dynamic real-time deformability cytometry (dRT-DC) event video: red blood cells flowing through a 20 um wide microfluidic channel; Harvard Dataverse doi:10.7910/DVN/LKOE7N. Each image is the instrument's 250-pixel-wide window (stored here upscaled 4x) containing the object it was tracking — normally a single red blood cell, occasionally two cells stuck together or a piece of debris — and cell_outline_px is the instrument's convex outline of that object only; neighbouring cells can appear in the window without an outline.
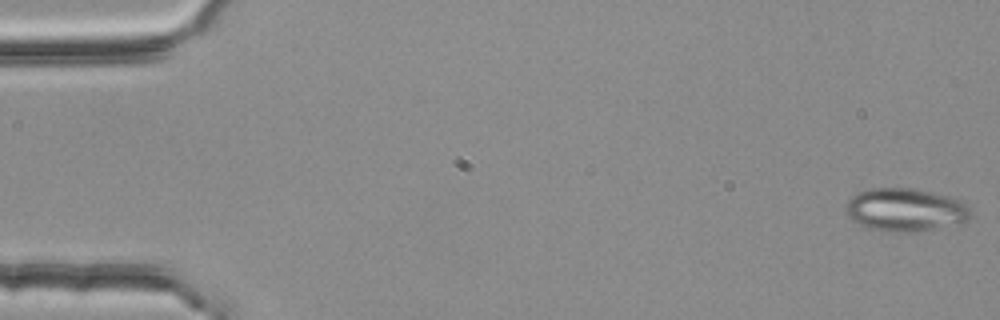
{"species": "common noctule bat (a hibernating species)", "species_latin": "Nyctalus noctula", "temperature_condition": "room temperature", "stored_images_in_passage": 54, "camera_frame_rate_fps": 3000, "um_per_image_px": 0.085, "animal": {"sex": "female", "body_mass_g": 25.1}, "frame": {"image": 1, "passage_image": 1, "time_ms": 0.0, "image_size_px": [1000, 320], "cell_outline_px": [[972, 216], [964, 224], [928, 228], [864, 228], [852, 220], [848, 216], [844, 208], [848, 200], [852, 196], [868, 188], [912, 188], [948, 196], [960, 200], [968, 204], [972, 212]], "centroid_in_image_um": [76.99, 17.77], "position_along_channel_um": 8.0, "area_um2": 30.4}}
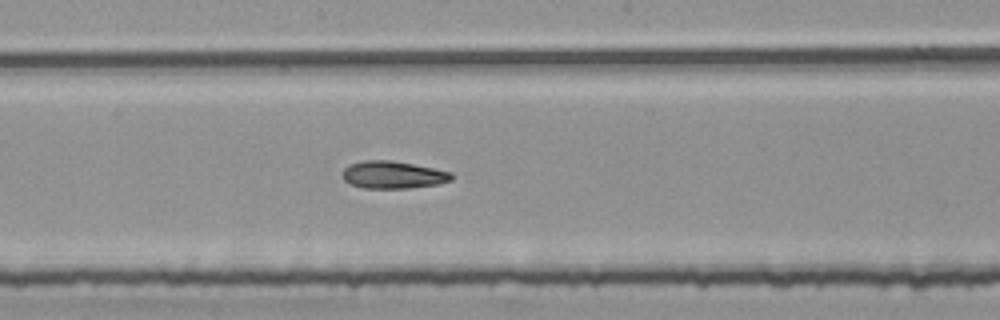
{"frame": {"image": 2, "passage_image": 29, "time_ms": 9.333, "image_size_px": [1000, 320], "cell_outline_px": [[452, 180], [440, 184], [408, 188], [364, 188], [352, 184], [344, 180], [340, 176], [344, 168], [348, 164], [364, 160], [392, 160], [452, 172]], "centroid_in_image_um": [33.38, 14.86], "position_along_channel_um": 214.8, "area_um2": 17.51}}
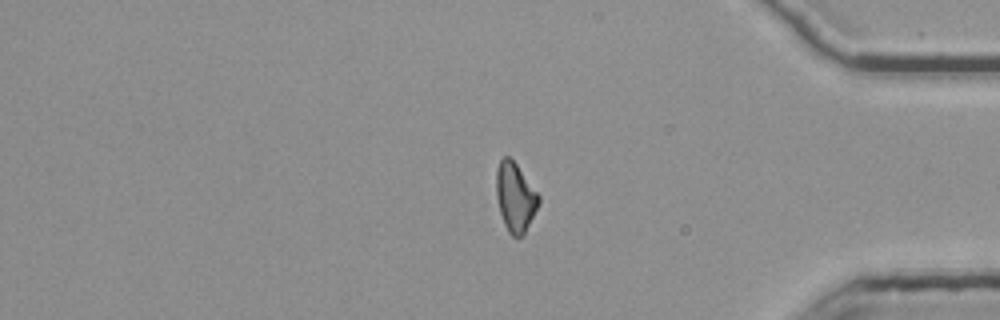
{"frame": {"image": 3, "passage_image": 45, "time_ms": 14.667, "image_size_px": [1000, 320], "cell_outline_px": [[540, 200], [524, 232], [520, 236], [512, 236], [508, 232], [504, 224], [500, 212], [496, 196], [496, 168], [500, 160], [504, 156], [508, 156], [516, 164], [540, 196]], "centroid_in_image_um": [43.76, 16.73], "position_along_channel_um": 391.4, "area_um2": 16.65}, "authors_computed_cell_mechanics": {"area_um2": 17.5423, "velocity_mm_per_s": 3.812, "shape_relaxation_time_tau1_ms": null, "shape_relaxation_time_tau2_ms": 5.2767, "deformation_change_tau1": null, "deformation_change_tau2": 0.1404}}